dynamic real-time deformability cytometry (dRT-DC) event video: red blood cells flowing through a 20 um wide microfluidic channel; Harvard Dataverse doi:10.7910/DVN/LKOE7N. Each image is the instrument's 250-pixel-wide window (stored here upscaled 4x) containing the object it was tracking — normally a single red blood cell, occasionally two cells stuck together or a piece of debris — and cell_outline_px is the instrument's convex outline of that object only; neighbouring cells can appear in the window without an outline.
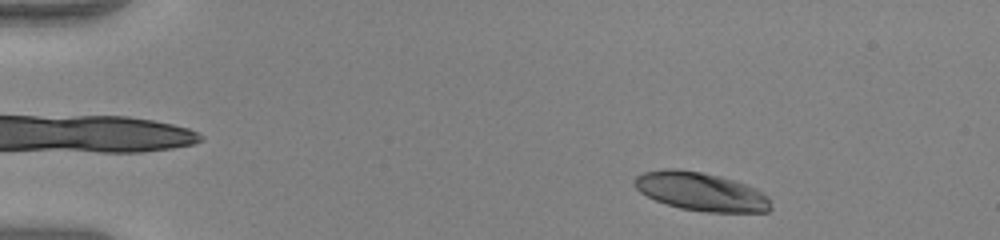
{"species": "human", "species_latin": "Homo sapiens", "temperature_condition": "warm", "stored_images_in_passage": 48, "camera_frame_rate_fps": 3000, "um_per_image_px": 0.085, "donor": {"sex": "female"}, "frame": {"image": 1, "passage_image": 4, "time_ms": 1.0, "image_size_px": [1000, 240], "cell_outline_px": [[772, 208], [768, 212], [708, 212], [680, 208], [656, 200], [640, 192], [632, 184], [632, 180], [636, 176], [644, 172], [664, 168], [676, 168], [700, 172], [720, 176], [756, 188], [768, 196]], "centroid_in_image_um": [59.57, 16.28], "position_along_channel_um": 25.4, "area_um2": 30.58}}
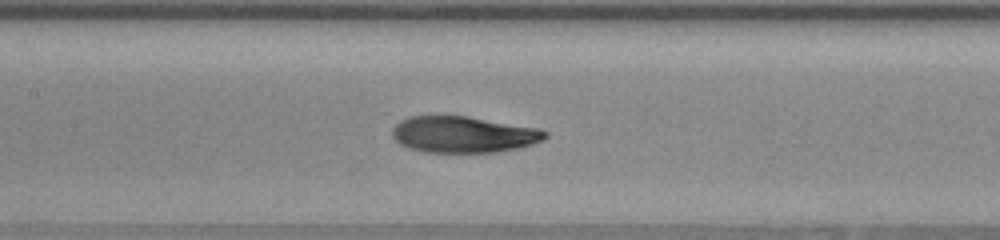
{"frame": {"image": 2, "passage_image": 22, "time_ms": 7.0, "image_size_px": [1000, 240], "cell_outline_px": [[548, 136], [544, 140], [520, 148], [492, 152], [424, 152], [400, 144], [392, 136], [392, 128], [400, 120], [408, 116], [468, 116], [540, 128], [548, 132]], "centroid_in_image_um": [39.42, 11.42], "position_along_channel_um": 168.0, "area_um2": 32.48}}
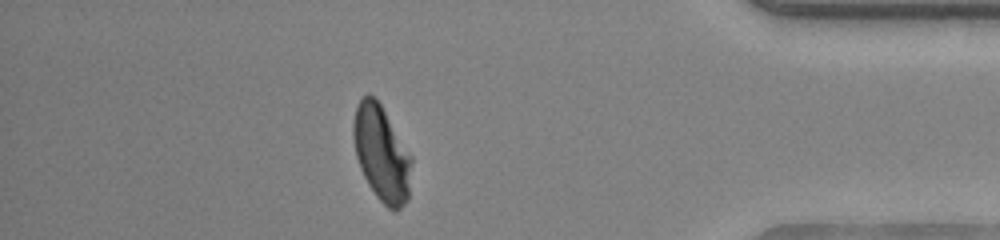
{"frame": {"image": 3, "passage_image": 42, "time_ms": 13.667, "image_size_px": [1000, 240], "cell_outline_px": [[412, 160], [408, 200], [396, 212], [388, 208], [376, 196], [368, 184], [360, 168], [356, 156], [352, 136], [352, 124], [356, 108], [360, 100], [368, 92], [380, 104], [412, 156]], "centroid_in_image_um": [32.42, 13.07], "position_along_channel_um": 402.8, "area_um2": 32.31}, "authors_computed_cell_mechanics": {"area_um2": 32.2524, "velocity_mm_per_s": 4.0073, "shape_relaxation_time_tau1_ms": 4.8183, "shape_relaxation_time_tau2_ms": 1.0011, "deformation_change_tau1": 0.2348, "deformation_change_tau2": 0.0572}}